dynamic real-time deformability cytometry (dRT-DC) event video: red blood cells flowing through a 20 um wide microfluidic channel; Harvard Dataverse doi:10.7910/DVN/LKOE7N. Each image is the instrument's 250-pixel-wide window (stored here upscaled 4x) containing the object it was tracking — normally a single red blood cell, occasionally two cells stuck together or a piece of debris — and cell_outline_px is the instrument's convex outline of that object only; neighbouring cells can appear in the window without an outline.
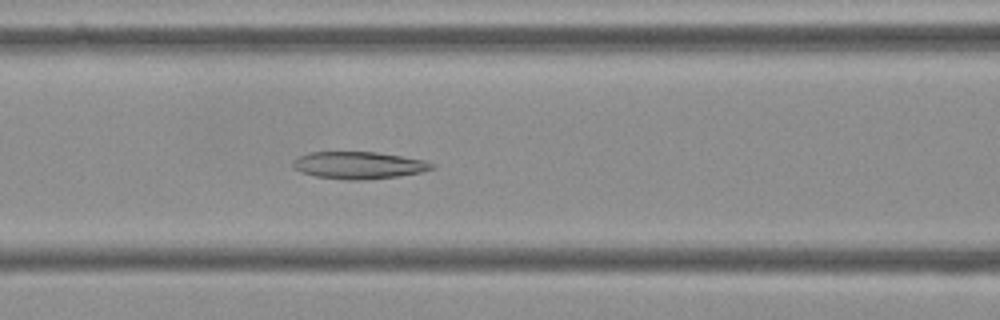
{"species": "Egyptian fruit bat (a non-hibernating species)", "species_latin": "Rousettus aegyptiacus", "temperature_condition": "cold", "stored_images_in_passage": 57, "camera_frame_rate_fps": 3000, "um_per_image_px": 0.085, "frame": {"image": 1, "passage_image": 23, "time_ms": 7.333, "image_size_px": [1000, 320], "cell_outline_px": [[436, 168], [420, 172], [400, 176], [368, 180], [344, 180], [316, 176], [300, 172], [292, 164], [300, 156], [308, 152], [376, 152], [424, 160], [436, 164]], "centroid_in_image_um": [30.54, 14.05], "position_along_channel_um": 136.1, "area_um2": 22.02}}
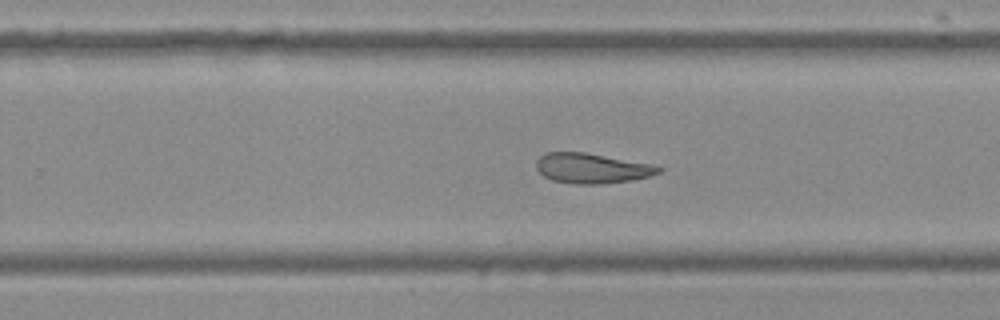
{"frame": {"image": 2, "passage_image": 35, "time_ms": 11.333, "image_size_px": [1000, 320], "cell_outline_px": [[664, 168], [660, 172], [648, 176], [632, 180], [600, 184], [576, 184], [552, 180], [544, 176], [536, 168], [536, 160], [544, 152], [584, 152], [652, 164]], "centroid_in_image_um": [50.29, 14.3], "position_along_channel_um": 279.5, "area_um2": 21.39}}
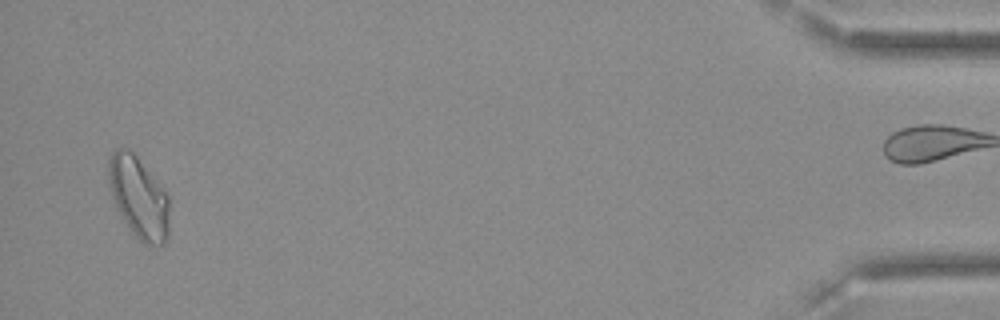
{"frame": {"image": 3, "passage_image": 54, "time_ms": 17.667, "image_size_px": [1000, 320], "cell_outline_px": [[168, 236], [164, 244], [156, 248], [144, 244], [128, 228], [116, 208], [112, 196], [108, 180], [108, 160], [112, 152], [116, 148], [128, 148], [136, 156], [168, 192]], "centroid_in_image_um": [11.79, 16.8], "position_along_channel_um": 423.4, "area_um2": 29.25}, "authors_computed_cell_mechanics": {"area_um2": 24.3916, "velocity_mm_per_s": 3.5905, "shape_relaxation_time_tau1_ms": null, "shape_relaxation_time_tau2_ms": 10.2712, "deformation_change_tau1": null, "deformation_change_tau2": 0.1891}}